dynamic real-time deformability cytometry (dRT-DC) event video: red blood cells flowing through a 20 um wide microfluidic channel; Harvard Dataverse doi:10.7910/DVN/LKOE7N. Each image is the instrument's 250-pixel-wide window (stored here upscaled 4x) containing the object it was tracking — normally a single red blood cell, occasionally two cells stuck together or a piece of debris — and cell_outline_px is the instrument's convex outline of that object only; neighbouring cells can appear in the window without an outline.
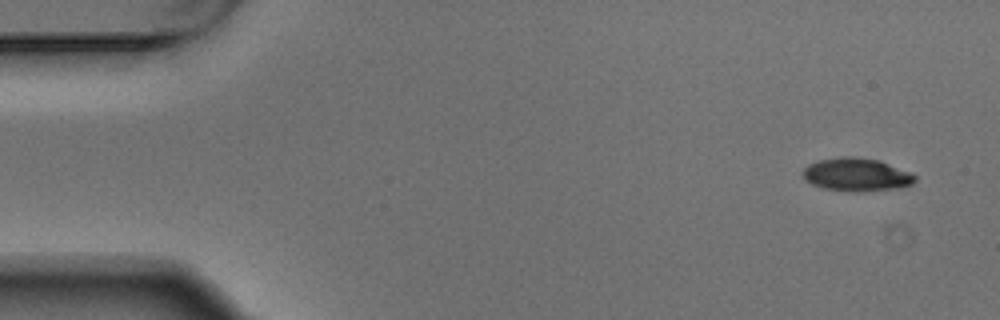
{"species": "Egyptian fruit bat (a non-hibernating species)", "species_latin": "Rousettus aegyptiacus", "temperature_condition": "warm", "stored_images_in_passage": 6, "camera_frame_rate_fps": 3000, "um_per_image_px": 0.085, "animal": {"sex": "male"}, "frame": {"image": 1, "passage_image": 1, "time_ms": 0.0, "image_size_px": [1000, 320], "cell_outline_px": [[916, 180], [912, 184], [896, 188], [860, 192], [856, 192], [824, 188], [812, 184], [804, 180], [800, 172], [808, 164], [816, 160], [840, 156], [852, 156], [880, 160], [912, 172], [916, 176]], "centroid_in_image_um": [72.78, 14.82], "position_along_channel_um": 12.2, "area_um2": 22.02}}
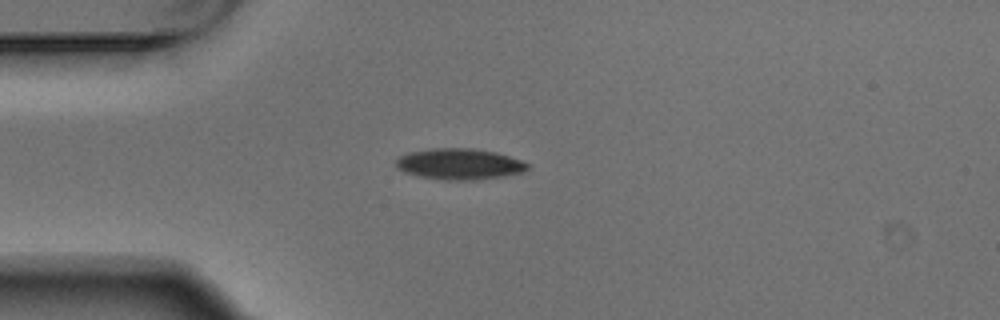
{"frame": {"image": 2, "passage_image": 4, "time_ms": 1.0, "image_size_px": [1000, 320], "cell_outline_px": [[528, 168], [524, 172], [504, 176], [476, 180], [444, 180], [420, 176], [404, 172], [396, 168], [396, 160], [400, 156], [408, 152], [432, 148], [472, 148], [496, 152], [520, 160], [528, 164]], "centroid_in_image_um": [39.03, 13.94], "position_along_channel_um": 46.0, "area_um2": 23.81}}
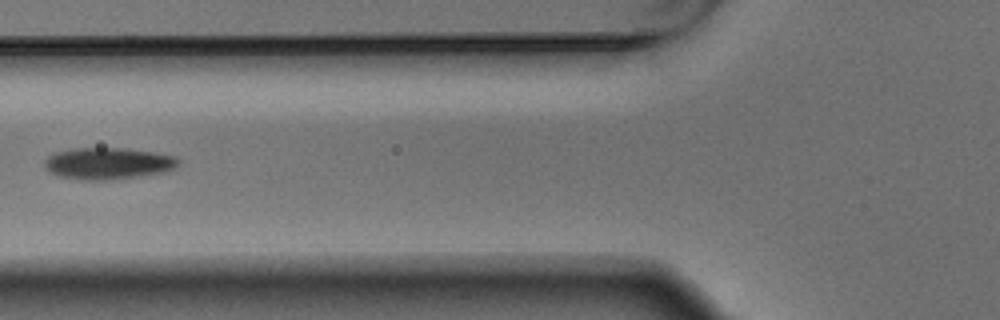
{"frame": {"image": 3, "passage_image": 6, "time_ms": 1.667, "image_size_px": [1000, 320], "cell_outline_px": [[180, 164], [176, 168], [164, 172], [140, 176], [112, 180], [80, 180], [60, 176], [48, 172], [44, 168], [44, 160], [48, 156], [56, 152], [72, 148], [128, 148], [156, 152], [176, 156], [180, 160]], "centroid_in_image_um": [9.2, 13.89], "position_along_channel_um": 116.6, "area_um2": 25.2}}